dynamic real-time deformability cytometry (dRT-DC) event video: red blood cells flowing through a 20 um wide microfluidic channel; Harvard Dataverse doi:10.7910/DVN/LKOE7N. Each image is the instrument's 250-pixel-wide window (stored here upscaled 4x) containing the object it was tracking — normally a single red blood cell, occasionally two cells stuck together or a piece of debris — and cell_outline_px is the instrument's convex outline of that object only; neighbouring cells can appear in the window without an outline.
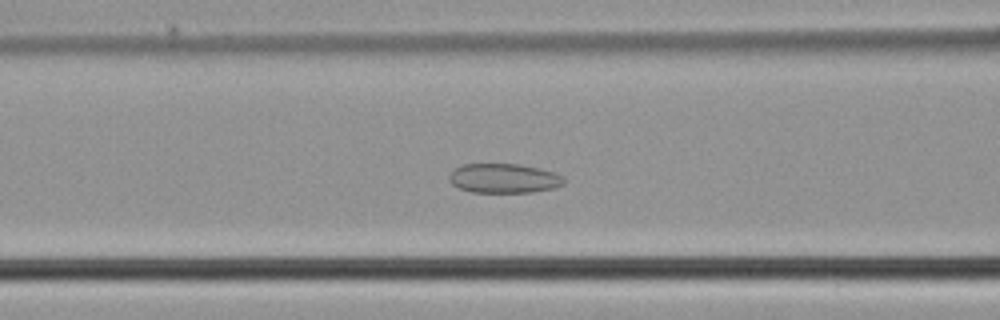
{"species": "common noctule bat (a hibernating species)", "species_latin": "Nyctalus noctula", "temperature_condition": "cold", "stored_images_in_passage": 49, "camera_frame_rate_fps": 3000, "um_per_image_px": 0.085, "animal": {"sex": "male", "body_mass_g": 21.5, "forearm_length_mm": 52.0}, "frame": {"image": 1, "passage_image": 19, "time_ms": 6.0, "image_size_px": [1000, 320], "cell_outline_px": [[564, 184], [552, 188], [532, 192], [472, 192], [460, 188], [452, 184], [448, 180], [448, 176], [456, 168], [464, 164], [516, 164], [540, 168], [552, 172], [560, 176], [564, 180]], "centroid_in_image_um": [42.8, 15.16], "position_along_channel_um": 123.8, "area_um2": 19.42}}
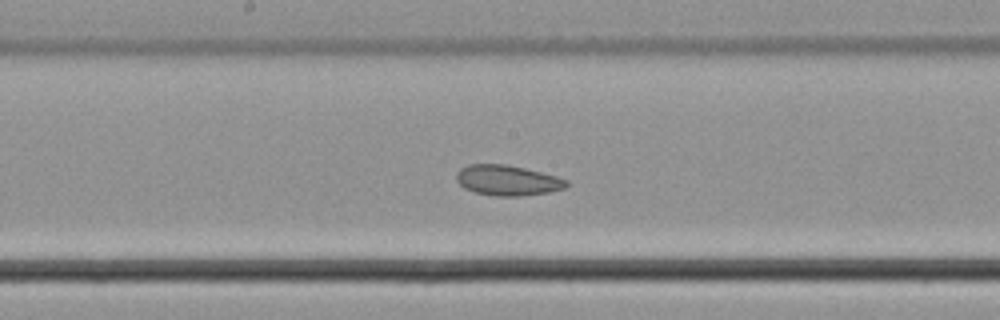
{"frame": {"image": 2, "passage_image": 25, "time_ms": 8.0, "image_size_px": [1000, 320], "cell_outline_px": [[568, 184], [564, 188], [548, 192], [520, 196], [492, 196], [476, 192], [464, 188], [456, 180], [456, 172], [460, 168], [468, 164], [508, 164], [556, 176], [568, 180]], "centroid_in_image_um": [43.1, 15.32], "position_along_channel_um": 205.1, "area_um2": 19.48}}
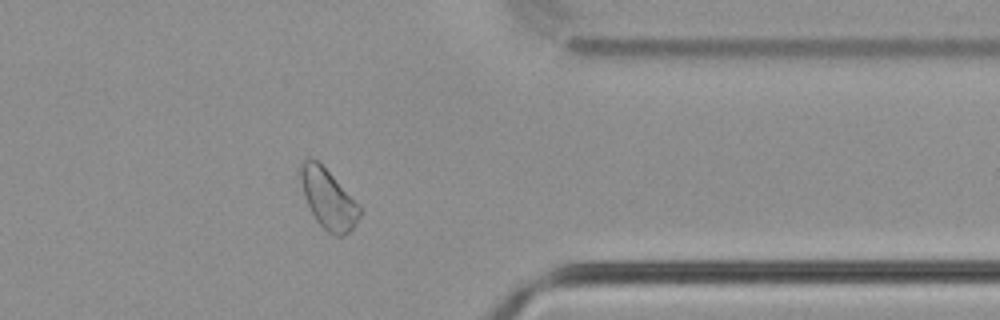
{"frame": {"image": 3, "passage_image": 39, "time_ms": 12.667, "image_size_px": [1000, 320], "cell_outline_px": [[364, 208], [356, 224], [344, 236], [336, 236], [328, 232], [316, 220], [308, 204], [296, 172], [300, 164], [308, 156], [316, 160]], "centroid_in_image_um": [27.89, 16.89], "position_along_channel_um": 383.5, "area_um2": 20.69}}